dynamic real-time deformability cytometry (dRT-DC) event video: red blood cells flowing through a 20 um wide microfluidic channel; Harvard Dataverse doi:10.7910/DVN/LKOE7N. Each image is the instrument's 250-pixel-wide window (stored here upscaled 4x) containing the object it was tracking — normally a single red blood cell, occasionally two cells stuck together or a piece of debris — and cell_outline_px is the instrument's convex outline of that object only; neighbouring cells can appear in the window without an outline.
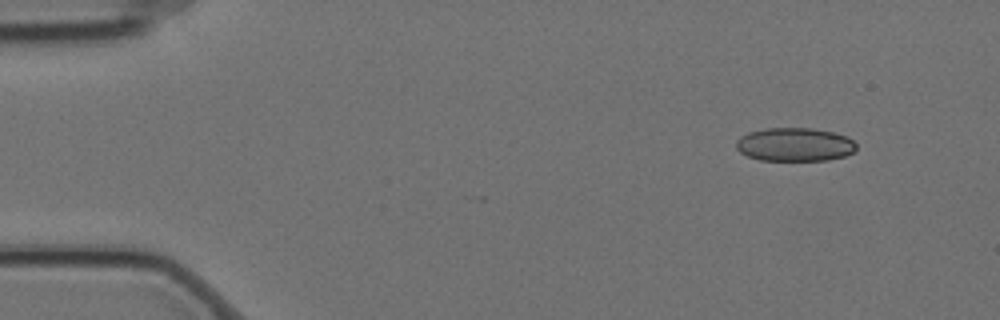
{"species": "Egyptian fruit bat (a non-hibernating species)", "species_latin": "Rousettus aegyptiacus", "temperature_condition": "cold", "stored_images_in_passage": 5, "camera_frame_rate_fps": 3000, "um_per_image_px": 0.085, "animal": {"sex": "female"}, "frame": {"image": 1, "passage_image": 1, "time_ms": 0.0, "image_size_px": [1000, 320], "cell_outline_px": [[856, 148], [852, 152], [844, 156], [828, 160], [760, 160], [748, 156], [740, 152], [736, 148], [736, 140], [740, 136], [748, 132], [768, 128], [812, 128], [832, 132], [848, 136], [856, 144]], "centroid_in_image_um": [67.54, 12.28], "position_along_channel_um": 17.5, "area_um2": 23.47}}
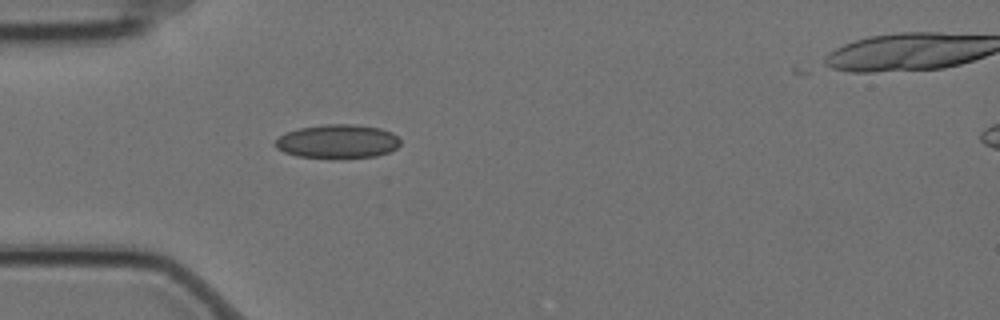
{"frame": {"image": 2, "passage_image": 4, "time_ms": 1.0, "image_size_px": [1000, 320], "cell_outline_px": [[400, 144], [396, 148], [388, 152], [376, 156], [332, 160], [296, 156], [284, 152], [276, 148], [272, 144], [280, 136], [288, 132], [300, 128], [324, 124], [356, 124], [380, 128], [392, 132], [400, 140]], "centroid_in_image_um": [28.68, 12.05], "position_along_channel_um": 56.3, "area_um2": 25.2}}